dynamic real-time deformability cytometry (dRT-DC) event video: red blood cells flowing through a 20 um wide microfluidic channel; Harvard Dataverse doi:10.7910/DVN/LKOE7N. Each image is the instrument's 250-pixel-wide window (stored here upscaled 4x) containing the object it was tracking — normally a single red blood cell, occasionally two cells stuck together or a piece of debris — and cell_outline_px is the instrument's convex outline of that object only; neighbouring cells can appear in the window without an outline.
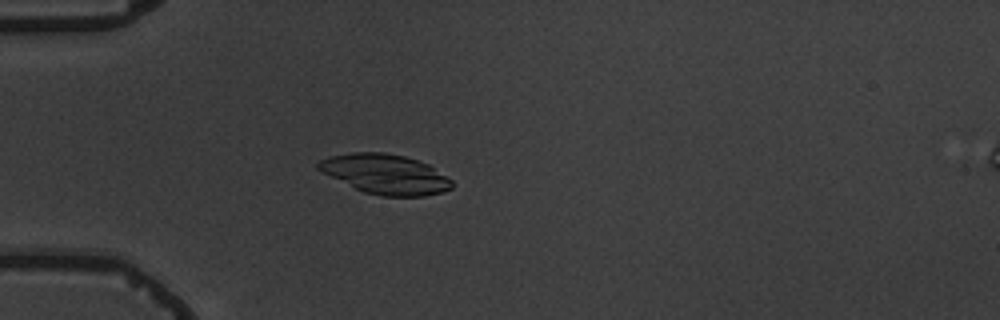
{"species": "common noctule bat (a hibernating species)", "species_latin": "Nyctalus noctula", "temperature_condition": "warm", "stored_images_in_passage": 6, "camera_frame_rate_fps": 3000, "um_per_image_px": 0.085, "animal": {"sex": "male", "body_mass_g": 19.5, "forearm_length_mm": 54.6}, "frame": {"image": 1, "passage_image": 5, "time_ms": 5.333, "image_size_px": [1000, 320], "cell_outline_px": [[452, 188], [444, 192], [424, 196], [384, 196], [364, 192], [320, 172], [316, 168], [316, 164], [320, 160], [328, 156], [352, 152], [384, 152], [404, 156], [428, 164], [452, 180]], "centroid_in_image_um": [32.73, 14.8], "position_along_channel_um": 52.3, "area_um2": 30.98}}